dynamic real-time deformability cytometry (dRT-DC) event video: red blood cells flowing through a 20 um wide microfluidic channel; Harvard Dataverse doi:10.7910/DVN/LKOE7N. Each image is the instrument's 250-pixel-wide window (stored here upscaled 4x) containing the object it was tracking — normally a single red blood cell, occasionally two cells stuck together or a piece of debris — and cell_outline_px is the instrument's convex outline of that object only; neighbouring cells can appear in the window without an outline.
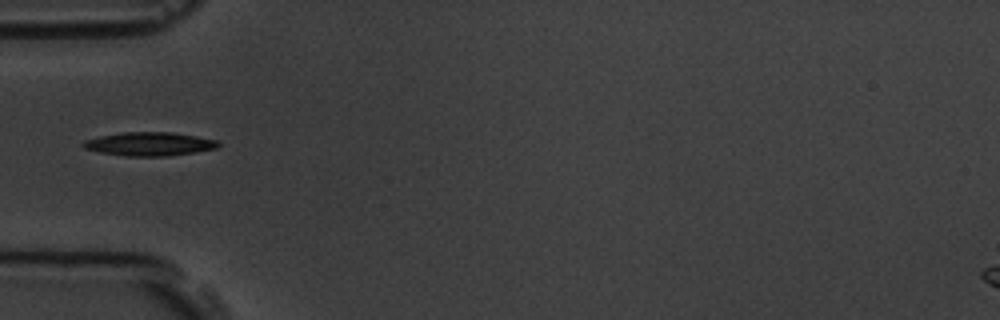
{"species": "common noctule bat (a hibernating species)", "species_latin": "Nyctalus noctula", "temperature_condition": "room temperature", "stored_images_in_passage": 6, "camera_frame_rate_fps": 3000, "um_per_image_px": 0.085, "animal": {"sex": "male", "body_mass_g": 19.5, "forearm_length_mm": 54.6}, "frame": {"image": 1, "passage_image": 6, "time_ms": 5.667, "image_size_px": [1000, 320], "cell_outline_px": [[220, 144], [216, 148], [196, 152], [168, 156], [128, 156], [100, 152], [84, 148], [80, 144], [84, 140], [100, 136], [124, 132], [172, 132], [196, 136], [216, 140]], "centroid_in_image_um": [12.68, 12.23], "position_along_channel_um": 72.3, "area_um2": 18.5}}